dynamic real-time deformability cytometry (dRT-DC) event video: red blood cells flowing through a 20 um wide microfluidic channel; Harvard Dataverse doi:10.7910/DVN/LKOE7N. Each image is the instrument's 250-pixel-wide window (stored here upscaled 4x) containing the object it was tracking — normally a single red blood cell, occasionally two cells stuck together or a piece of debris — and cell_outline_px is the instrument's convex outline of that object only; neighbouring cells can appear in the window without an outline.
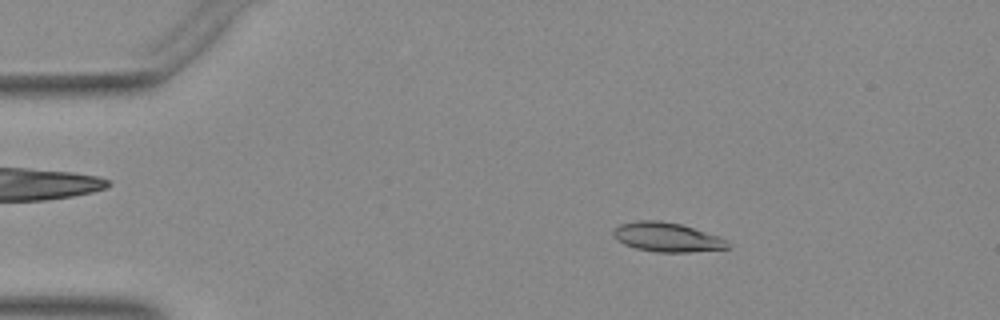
{"species": "Egyptian fruit bat (a non-hibernating species)", "species_latin": "Rousettus aegyptiacus", "temperature_condition": "warm", "stored_images_in_passage": 9, "camera_frame_rate_fps": 3000, "um_per_image_px": 0.085, "animal": {"sex": "female"}, "frame": {"image": 1, "passage_image": 8, "time_ms": 2.333, "image_size_px": [1000, 320], "cell_outline_px": [[732, 248], [688, 252], [656, 252], [636, 248], [624, 244], [612, 236], [612, 232], [620, 224], [636, 220], [660, 220], [680, 224], [720, 236], [728, 240], [732, 244]], "centroid_in_image_um": [56.74, 20.16], "position_along_channel_um": 28.3, "area_um2": 19.71}}